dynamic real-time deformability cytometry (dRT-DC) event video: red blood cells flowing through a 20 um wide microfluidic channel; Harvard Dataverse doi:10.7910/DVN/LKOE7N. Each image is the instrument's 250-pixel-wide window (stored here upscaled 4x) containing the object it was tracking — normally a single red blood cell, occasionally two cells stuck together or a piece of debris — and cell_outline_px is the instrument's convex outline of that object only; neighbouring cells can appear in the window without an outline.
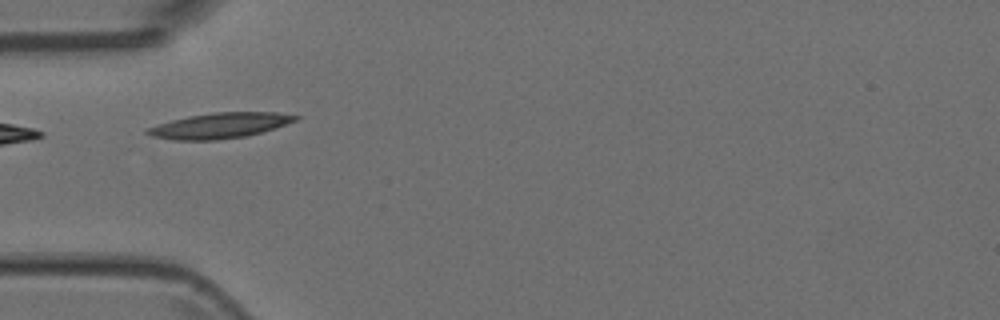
{"species": "Egyptian fruit bat (a non-hibernating species)", "species_latin": "Rousettus aegyptiacus", "temperature_condition": "room temperature", "stored_images_in_passage": 10, "camera_frame_rate_fps": 3000, "um_per_image_px": 0.085, "animal": {"sex": "female"}, "frame": {"image": 1, "passage_image": 4, "time_ms": 1.0, "image_size_px": [1000, 320], "cell_outline_px": [[300, 116], [296, 120], [248, 136], [216, 140], [172, 140], [152, 136], [144, 132], [148, 128], [172, 120], [188, 116], [212, 112], [276, 112]], "centroid_in_image_um": [18.65, 10.67], "position_along_channel_um": 66.3, "area_um2": 21.68}}
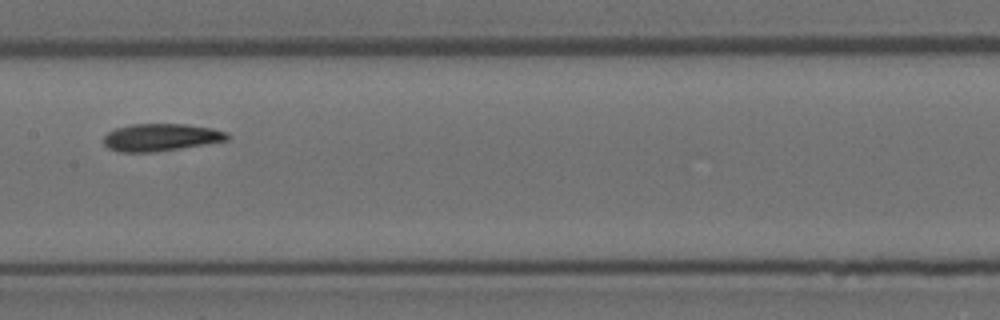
{"frame": {"image": 2, "passage_image": 7, "time_ms": 2.0, "image_size_px": [1000, 320], "cell_outline_px": [[232, 136], [228, 140], [180, 148], [152, 152], [120, 152], [108, 148], [104, 144], [104, 136], [108, 132], [116, 128], [132, 124], [188, 124], [212, 128], [228, 132]], "centroid_in_image_um": [13.7, 11.67], "position_along_channel_um": 193.7, "area_um2": 19.77}}
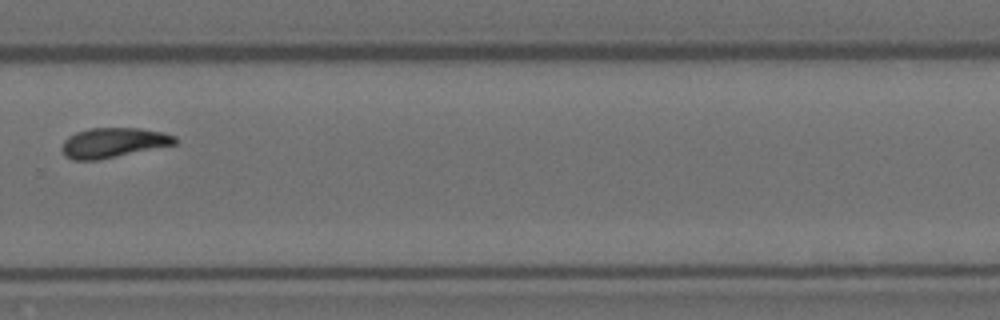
{"frame": {"image": 3, "passage_image": 10, "time_ms": 3.0, "image_size_px": [1000, 320], "cell_outline_px": [[176, 144], [96, 160], [72, 160], [64, 156], [60, 148], [64, 140], [68, 136], [76, 132], [88, 128], [140, 128], [164, 132], [176, 136]], "centroid_in_image_um": [9.59, 12.12], "position_along_channel_um": 320.2, "area_um2": 19.71}}